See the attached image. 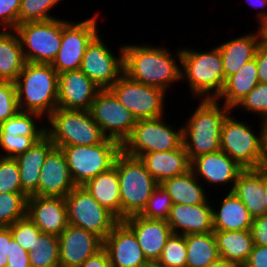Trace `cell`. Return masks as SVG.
<instances>
[{
	"instance_id": "74e56055",
	"label": "cell",
	"mask_w": 267,
	"mask_h": 267,
	"mask_svg": "<svg viewBox=\"0 0 267 267\" xmlns=\"http://www.w3.org/2000/svg\"><path fill=\"white\" fill-rule=\"evenodd\" d=\"M61 2L62 0H21L18 25L24 22L46 21L58 18L51 11L54 7L57 8Z\"/></svg>"
},
{
	"instance_id": "8992f818",
	"label": "cell",
	"mask_w": 267,
	"mask_h": 267,
	"mask_svg": "<svg viewBox=\"0 0 267 267\" xmlns=\"http://www.w3.org/2000/svg\"><path fill=\"white\" fill-rule=\"evenodd\" d=\"M257 128L232 112L222 125L220 149L244 170L264 168L261 121Z\"/></svg>"
},
{
	"instance_id": "d6a6232c",
	"label": "cell",
	"mask_w": 267,
	"mask_h": 267,
	"mask_svg": "<svg viewBox=\"0 0 267 267\" xmlns=\"http://www.w3.org/2000/svg\"><path fill=\"white\" fill-rule=\"evenodd\" d=\"M220 259L237 263L241 266L247 261L253 248L250 230L213 231Z\"/></svg>"
},
{
	"instance_id": "6da1fadb",
	"label": "cell",
	"mask_w": 267,
	"mask_h": 267,
	"mask_svg": "<svg viewBox=\"0 0 267 267\" xmlns=\"http://www.w3.org/2000/svg\"><path fill=\"white\" fill-rule=\"evenodd\" d=\"M124 74L138 83L165 92L181 80V47L170 49L152 44L124 43ZM170 50V51H169ZM174 54V55H173Z\"/></svg>"
},
{
	"instance_id": "f907efd6",
	"label": "cell",
	"mask_w": 267,
	"mask_h": 267,
	"mask_svg": "<svg viewBox=\"0 0 267 267\" xmlns=\"http://www.w3.org/2000/svg\"><path fill=\"white\" fill-rule=\"evenodd\" d=\"M242 267H267V246L254 244L247 261Z\"/></svg>"
},
{
	"instance_id": "4fadbf2b",
	"label": "cell",
	"mask_w": 267,
	"mask_h": 267,
	"mask_svg": "<svg viewBox=\"0 0 267 267\" xmlns=\"http://www.w3.org/2000/svg\"><path fill=\"white\" fill-rule=\"evenodd\" d=\"M98 13L79 22L63 18L61 46L51 63L58 74L80 69L87 45L100 32Z\"/></svg>"
},
{
	"instance_id": "6f0895ef",
	"label": "cell",
	"mask_w": 267,
	"mask_h": 267,
	"mask_svg": "<svg viewBox=\"0 0 267 267\" xmlns=\"http://www.w3.org/2000/svg\"><path fill=\"white\" fill-rule=\"evenodd\" d=\"M265 207L267 212V168H265Z\"/></svg>"
},
{
	"instance_id": "4316f807",
	"label": "cell",
	"mask_w": 267,
	"mask_h": 267,
	"mask_svg": "<svg viewBox=\"0 0 267 267\" xmlns=\"http://www.w3.org/2000/svg\"><path fill=\"white\" fill-rule=\"evenodd\" d=\"M55 147L45 135L24 153L15 157L20 170L22 191L29 197L38 189L41 167L48 153Z\"/></svg>"
},
{
	"instance_id": "7bdbcfd3",
	"label": "cell",
	"mask_w": 267,
	"mask_h": 267,
	"mask_svg": "<svg viewBox=\"0 0 267 267\" xmlns=\"http://www.w3.org/2000/svg\"><path fill=\"white\" fill-rule=\"evenodd\" d=\"M8 228L11 231L12 238L28 252H31V248H34L36 238L42 233L27 216L17 220Z\"/></svg>"
},
{
	"instance_id": "c3c4849f",
	"label": "cell",
	"mask_w": 267,
	"mask_h": 267,
	"mask_svg": "<svg viewBox=\"0 0 267 267\" xmlns=\"http://www.w3.org/2000/svg\"><path fill=\"white\" fill-rule=\"evenodd\" d=\"M250 231L253 244L267 246V214L254 218Z\"/></svg>"
},
{
	"instance_id": "7402d4cb",
	"label": "cell",
	"mask_w": 267,
	"mask_h": 267,
	"mask_svg": "<svg viewBox=\"0 0 267 267\" xmlns=\"http://www.w3.org/2000/svg\"><path fill=\"white\" fill-rule=\"evenodd\" d=\"M134 233L148 262H157L172 234L167 220L147 219L133 215L122 220Z\"/></svg>"
},
{
	"instance_id": "7dc6e473",
	"label": "cell",
	"mask_w": 267,
	"mask_h": 267,
	"mask_svg": "<svg viewBox=\"0 0 267 267\" xmlns=\"http://www.w3.org/2000/svg\"><path fill=\"white\" fill-rule=\"evenodd\" d=\"M7 260V267H31L29 252L22 248L14 239L10 241Z\"/></svg>"
},
{
	"instance_id": "4dcf8cb0",
	"label": "cell",
	"mask_w": 267,
	"mask_h": 267,
	"mask_svg": "<svg viewBox=\"0 0 267 267\" xmlns=\"http://www.w3.org/2000/svg\"><path fill=\"white\" fill-rule=\"evenodd\" d=\"M160 185L166 189L173 204L198 205L211 199L208 195L212 191H206L204 184L191 169L185 174L164 180Z\"/></svg>"
},
{
	"instance_id": "816d5d0a",
	"label": "cell",
	"mask_w": 267,
	"mask_h": 267,
	"mask_svg": "<svg viewBox=\"0 0 267 267\" xmlns=\"http://www.w3.org/2000/svg\"><path fill=\"white\" fill-rule=\"evenodd\" d=\"M246 2L256 10L253 17L258 27L267 30V0H246Z\"/></svg>"
},
{
	"instance_id": "603a6c76",
	"label": "cell",
	"mask_w": 267,
	"mask_h": 267,
	"mask_svg": "<svg viewBox=\"0 0 267 267\" xmlns=\"http://www.w3.org/2000/svg\"><path fill=\"white\" fill-rule=\"evenodd\" d=\"M255 30L216 45L222 56L225 80L255 58L259 44L267 36L266 29L256 27Z\"/></svg>"
},
{
	"instance_id": "44dd1931",
	"label": "cell",
	"mask_w": 267,
	"mask_h": 267,
	"mask_svg": "<svg viewBox=\"0 0 267 267\" xmlns=\"http://www.w3.org/2000/svg\"><path fill=\"white\" fill-rule=\"evenodd\" d=\"M74 187L65 154L54 147L41 167L38 189L33 195L65 198Z\"/></svg>"
},
{
	"instance_id": "9c48e42d",
	"label": "cell",
	"mask_w": 267,
	"mask_h": 267,
	"mask_svg": "<svg viewBox=\"0 0 267 267\" xmlns=\"http://www.w3.org/2000/svg\"><path fill=\"white\" fill-rule=\"evenodd\" d=\"M70 175L76 186H83L88 180L96 177L114 166L121 144L105 138L101 143L89 146H64Z\"/></svg>"
},
{
	"instance_id": "d6986e66",
	"label": "cell",
	"mask_w": 267,
	"mask_h": 267,
	"mask_svg": "<svg viewBox=\"0 0 267 267\" xmlns=\"http://www.w3.org/2000/svg\"><path fill=\"white\" fill-rule=\"evenodd\" d=\"M99 90L80 69L58 74L57 108L90 110Z\"/></svg>"
},
{
	"instance_id": "681fc988",
	"label": "cell",
	"mask_w": 267,
	"mask_h": 267,
	"mask_svg": "<svg viewBox=\"0 0 267 267\" xmlns=\"http://www.w3.org/2000/svg\"><path fill=\"white\" fill-rule=\"evenodd\" d=\"M255 58L258 68V80L260 83H267V36L259 44Z\"/></svg>"
},
{
	"instance_id": "3957f363",
	"label": "cell",
	"mask_w": 267,
	"mask_h": 267,
	"mask_svg": "<svg viewBox=\"0 0 267 267\" xmlns=\"http://www.w3.org/2000/svg\"><path fill=\"white\" fill-rule=\"evenodd\" d=\"M183 125V146L191 161L196 156L220 149L221 129L225 118L233 112L215 99L198 100Z\"/></svg>"
},
{
	"instance_id": "f35d334b",
	"label": "cell",
	"mask_w": 267,
	"mask_h": 267,
	"mask_svg": "<svg viewBox=\"0 0 267 267\" xmlns=\"http://www.w3.org/2000/svg\"><path fill=\"white\" fill-rule=\"evenodd\" d=\"M232 111L250 113V118L251 114L256 115L260 121L267 119V83L259 82Z\"/></svg>"
},
{
	"instance_id": "ac0fdd59",
	"label": "cell",
	"mask_w": 267,
	"mask_h": 267,
	"mask_svg": "<svg viewBox=\"0 0 267 267\" xmlns=\"http://www.w3.org/2000/svg\"><path fill=\"white\" fill-rule=\"evenodd\" d=\"M60 267H80L103 248V240L94 233L68 224L58 236Z\"/></svg>"
},
{
	"instance_id": "ffe728a7",
	"label": "cell",
	"mask_w": 267,
	"mask_h": 267,
	"mask_svg": "<svg viewBox=\"0 0 267 267\" xmlns=\"http://www.w3.org/2000/svg\"><path fill=\"white\" fill-rule=\"evenodd\" d=\"M26 216L42 233L59 236L68 225L66 203L61 197L29 196Z\"/></svg>"
},
{
	"instance_id": "f546056e",
	"label": "cell",
	"mask_w": 267,
	"mask_h": 267,
	"mask_svg": "<svg viewBox=\"0 0 267 267\" xmlns=\"http://www.w3.org/2000/svg\"><path fill=\"white\" fill-rule=\"evenodd\" d=\"M258 83V68L254 58L225 80L222 92L215 100L233 110Z\"/></svg>"
},
{
	"instance_id": "836d02e7",
	"label": "cell",
	"mask_w": 267,
	"mask_h": 267,
	"mask_svg": "<svg viewBox=\"0 0 267 267\" xmlns=\"http://www.w3.org/2000/svg\"><path fill=\"white\" fill-rule=\"evenodd\" d=\"M186 267H208L220 259L214 232L187 234Z\"/></svg>"
},
{
	"instance_id": "db71d44e",
	"label": "cell",
	"mask_w": 267,
	"mask_h": 267,
	"mask_svg": "<svg viewBox=\"0 0 267 267\" xmlns=\"http://www.w3.org/2000/svg\"><path fill=\"white\" fill-rule=\"evenodd\" d=\"M80 267H113L110 263L107 251L102 248L94 255L88 257Z\"/></svg>"
},
{
	"instance_id": "e575fe53",
	"label": "cell",
	"mask_w": 267,
	"mask_h": 267,
	"mask_svg": "<svg viewBox=\"0 0 267 267\" xmlns=\"http://www.w3.org/2000/svg\"><path fill=\"white\" fill-rule=\"evenodd\" d=\"M41 121L46 120L37 113L19 111L0 125V135L45 136L46 122Z\"/></svg>"
},
{
	"instance_id": "30bf717a",
	"label": "cell",
	"mask_w": 267,
	"mask_h": 267,
	"mask_svg": "<svg viewBox=\"0 0 267 267\" xmlns=\"http://www.w3.org/2000/svg\"><path fill=\"white\" fill-rule=\"evenodd\" d=\"M26 62L49 63L55 59L63 34V17L24 22L16 26Z\"/></svg>"
},
{
	"instance_id": "8d00e7d4",
	"label": "cell",
	"mask_w": 267,
	"mask_h": 267,
	"mask_svg": "<svg viewBox=\"0 0 267 267\" xmlns=\"http://www.w3.org/2000/svg\"><path fill=\"white\" fill-rule=\"evenodd\" d=\"M27 198L25 193H0V227L26 217Z\"/></svg>"
},
{
	"instance_id": "1f68e13d",
	"label": "cell",
	"mask_w": 267,
	"mask_h": 267,
	"mask_svg": "<svg viewBox=\"0 0 267 267\" xmlns=\"http://www.w3.org/2000/svg\"><path fill=\"white\" fill-rule=\"evenodd\" d=\"M25 63L16 31L0 29V81L15 82Z\"/></svg>"
},
{
	"instance_id": "60d3db41",
	"label": "cell",
	"mask_w": 267,
	"mask_h": 267,
	"mask_svg": "<svg viewBox=\"0 0 267 267\" xmlns=\"http://www.w3.org/2000/svg\"><path fill=\"white\" fill-rule=\"evenodd\" d=\"M172 205L170 195L159 184L151 194L146 207L140 215L147 219L167 220Z\"/></svg>"
},
{
	"instance_id": "8fae6325",
	"label": "cell",
	"mask_w": 267,
	"mask_h": 267,
	"mask_svg": "<svg viewBox=\"0 0 267 267\" xmlns=\"http://www.w3.org/2000/svg\"><path fill=\"white\" fill-rule=\"evenodd\" d=\"M68 224L94 233L102 240L119 221L83 187H74L64 198Z\"/></svg>"
},
{
	"instance_id": "b9f144b4",
	"label": "cell",
	"mask_w": 267,
	"mask_h": 267,
	"mask_svg": "<svg viewBox=\"0 0 267 267\" xmlns=\"http://www.w3.org/2000/svg\"><path fill=\"white\" fill-rule=\"evenodd\" d=\"M0 193H24L15 158L0 157Z\"/></svg>"
},
{
	"instance_id": "ba28073f",
	"label": "cell",
	"mask_w": 267,
	"mask_h": 267,
	"mask_svg": "<svg viewBox=\"0 0 267 267\" xmlns=\"http://www.w3.org/2000/svg\"><path fill=\"white\" fill-rule=\"evenodd\" d=\"M167 115L137 120L129 137L121 145L122 151L140 158L145 153L172 151L183 146V125L167 122ZM166 119V121H165Z\"/></svg>"
},
{
	"instance_id": "83f0119b",
	"label": "cell",
	"mask_w": 267,
	"mask_h": 267,
	"mask_svg": "<svg viewBox=\"0 0 267 267\" xmlns=\"http://www.w3.org/2000/svg\"><path fill=\"white\" fill-rule=\"evenodd\" d=\"M140 159L159 184L190 170L191 161L188 159L184 146L172 151L145 153Z\"/></svg>"
},
{
	"instance_id": "7a4b0ae2",
	"label": "cell",
	"mask_w": 267,
	"mask_h": 267,
	"mask_svg": "<svg viewBox=\"0 0 267 267\" xmlns=\"http://www.w3.org/2000/svg\"><path fill=\"white\" fill-rule=\"evenodd\" d=\"M181 80L187 83L194 100L216 99L225 83L223 60L217 46L201 51L181 48Z\"/></svg>"
},
{
	"instance_id": "d590c367",
	"label": "cell",
	"mask_w": 267,
	"mask_h": 267,
	"mask_svg": "<svg viewBox=\"0 0 267 267\" xmlns=\"http://www.w3.org/2000/svg\"><path fill=\"white\" fill-rule=\"evenodd\" d=\"M29 260L31 267H60L58 236L41 233L29 252Z\"/></svg>"
},
{
	"instance_id": "52a82bcc",
	"label": "cell",
	"mask_w": 267,
	"mask_h": 267,
	"mask_svg": "<svg viewBox=\"0 0 267 267\" xmlns=\"http://www.w3.org/2000/svg\"><path fill=\"white\" fill-rule=\"evenodd\" d=\"M45 122L46 135L57 148L99 144L106 138L90 110L56 108Z\"/></svg>"
},
{
	"instance_id": "f6af8a7d",
	"label": "cell",
	"mask_w": 267,
	"mask_h": 267,
	"mask_svg": "<svg viewBox=\"0 0 267 267\" xmlns=\"http://www.w3.org/2000/svg\"><path fill=\"white\" fill-rule=\"evenodd\" d=\"M19 112L15 82L0 81V125Z\"/></svg>"
},
{
	"instance_id": "484cf974",
	"label": "cell",
	"mask_w": 267,
	"mask_h": 267,
	"mask_svg": "<svg viewBox=\"0 0 267 267\" xmlns=\"http://www.w3.org/2000/svg\"><path fill=\"white\" fill-rule=\"evenodd\" d=\"M233 193L243 202L253 218L266 215L265 167L245 169L237 177Z\"/></svg>"
},
{
	"instance_id": "d4e9b609",
	"label": "cell",
	"mask_w": 267,
	"mask_h": 267,
	"mask_svg": "<svg viewBox=\"0 0 267 267\" xmlns=\"http://www.w3.org/2000/svg\"><path fill=\"white\" fill-rule=\"evenodd\" d=\"M225 193L219 196L221 199H218L220 201H218L219 205L217 206L213 203L215 198L212 195L213 230H250L254 218L250 215L246 206L233 191H225Z\"/></svg>"
},
{
	"instance_id": "7c38bea8",
	"label": "cell",
	"mask_w": 267,
	"mask_h": 267,
	"mask_svg": "<svg viewBox=\"0 0 267 267\" xmlns=\"http://www.w3.org/2000/svg\"><path fill=\"white\" fill-rule=\"evenodd\" d=\"M109 89L136 120L159 118L167 112L168 92L138 83L124 73Z\"/></svg>"
},
{
	"instance_id": "e0dca14e",
	"label": "cell",
	"mask_w": 267,
	"mask_h": 267,
	"mask_svg": "<svg viewBox=\"0 0 267 267\" xmlns=\"http://www.w3.org/2000/svg\"><path fill=\"white\" fill-rule=\"evenodd\" d=\"M113 267H144L148 261L133 231L119 220L103 240Z\"/></svg>"
},
{
	"instance_id": "ab89813d",
	"label": "cell",
	"mask_w": 267,
	"mask_h": 267,
	"mask_svg": "<svg viewBox=\"0 0 267 267\" xmlns=\"http://www.w3.org/2000/svg\"><path fill=\"white\" fill-rule=\"evenodd\" d=\"M186 259L185 236L172 233L167 239L161 257L157 262L163 267H186Z\"/></svg>"
},
{
	"instance_id": "277c9868",
	"label": "cell",
	"mask_w": 267,
	"mask_h": 267,
	"mask_svg": "<svg viewBox=\"0 0 267 267\" xmlns=\"http://www.w3.org/2000/svg\"><path fill=\"white\" fill-rule=\"evenodd\" d=\"M19 111L45 120L57 108L58 73L49 63L26 62L15 81Z\"/></svg>"
},
{
	"instance_id": "f5cc1de1",
	"label": "cell",
	"mask_w": 267,
	"mask_h": 267,
	"mask_svg": "<svg viewBox=\"0 0 267 267\" xmlns=\"http://www.w3.org/2000/svg\"><path fill=\"white\" fill-rule=\"evenodd\" d=\"M12 234L8 227H0V267H7V255L10 250Z\"/></svg>"
},
{
	"instance_id": "f1b7e54d",
	"label": "cell",
	"mask_w": 267,
	"mask_h": 267,
	"mask_svg": "<svg viewBox=\"0 0 267 267\" xmlns=\"http://www.w3.org/2000/svg\"><path fill=\"white\" fill-rule=\"evenodd\" d=\"M83 187L101 206L105 207L118 220H122L119 178L115 166L88 180Z\"/></svg>"
},
{
	"instance_id": "680465c9",
	"label": "cell",
	"mask_w": 267,
	"mask_h": 267,
	"mask_svg": "<svg viewBox=\"0 0 267 267\" xmlns=\"http://www.w3.org/2000/svg\"><path fill=\"white\" fill-rule=\"evenodd\" d=\"M144 267H163L158 262H148Z\"/></svg>"
},
{
	"instance_id": "cb8c5ba5",
	"label": "cell",
	"mask_w": 267,
	"mask_h": 267,
	"mask_svg": "<svg viewBox=\"0 0 267 267\" xmlns=\"http://www.w3.org/2000/svg\"><path fill=\"white\" fill-rule=\"evenodd\" d=\"M167 223L173 234H203L213 232L212 202L198 205L173 204Z\"/></svg>"
},
{
	"instance_id": "9f6ffc18",
	"label": "cell",
	"mask_w": 267,
	"mask_h": 267,
	"mask_svg": "<svg viewBox=\"0 0 267 267\" xmlns=\"http://www.w3.org/2000/svg\"><path fill=\"white\" fill-rule=\"evenodd\" d=\"M208 267H242L241 265L230 262L228 260L219 259L218 261L212 263Z\"/></svg>"
},
{
	"instance_id": "ee69618b",
	"label": "cell",
	"mask_w": 267,
	"mask_h": 267,
	"mask_svg": "<svg viewBox=\"0 0 267 267\" xmlns=\"http://www.w3.org/2000/svg\"><path fill=\"white\" fill-rule=\"evenodd\" d=\"M42 137L0 135V157L15 158L30 149Z\"/></svg>"
},
{
	"instance_id": "9a60e30c",
	"label": "cell",
	"mask_w": 267,
	"mask_h": 267,
	"mask_svg": "<svg viewBox=\"0 0 267 267\" xmlns=\"http://www.w3.org/2000/svg\"><path fill=\"white\" fill-rule=\"evenodd\" d=\"M90 113L104 136L121 145L131 134L137 120L110 89H100L95 96Z\"/></svg>"
},
{
	"instance_id": "5bb4252c",
	"label": "cell",
	"mask_w": 267,
	"mask_h": 267,
	"mask_svg": "<svg viewBox=\"0 0 267 267\" xmlns=\"http://www.w3.org/2000/svg\"><path fill=\"white\" fill-rule=\"evenodd\" d=\"M102 35L99 32L87 45L80 70L99 89H109L124 73V48L121 43L117 48V56L108 43L103 41L106 39Z\"/></svg>"
},
{
	"instance_id": "2e32d148",
	"label": "cell",
	"mask_w": 267,
	"mask_h": 267,
	"mask_svg": "<svg viewBox=\"0 0 267 267\" xmlns=\"http://www.w3.org/2000/svg\"><path fill=\"white\" fill-rule=\"evenodd\" d=\"M190 169L204 186L207 184L212 189L216 186L219 190L228 186L226 191L233 190L238 175L244 170L222 150L196 156L191 160Z\"/></svg>"
},
{
	"instance_id": "11a10c76",
	"label": "cell",
	"mask_w": 267,
	"mask_h": 267,
	"mask_svg": "<svg viewBox=\"0 0 267 267\" xmlns=\"http://www.w3.org/2000/svg\"><path fill=\"white\" fill-rule=\"evenodd\" d=\"M262 127V144H263V162L267 168V119L261 121Z\"/></svg>"
},
{
	"instance_id": "bcb514c9",
	"label": "cell",
	"mask_w": 267,
	"mask_h": 267,
	"mask_svg": "<svg viewBox=\"0 0 267 267\" xmlns=\"http://www.w3.org/2000/svg\"><path fill=\"white\" fill-rule=\"evenodd\" d=\"M21 0H0L1 30H15L18 25V13Z\"/></svg>"
},
{
	"instance_id": "5b68a950",
	"label": "cell",
	"mask_w": 267,
	"mask_h": 267,
	"mask_svg": "<svg viewBox=\"0 0 267 267\" xmlns=\"http://www.w3.org/2000/svg\"><path fill=\"white\" fill-rule=\"evenodd\" d=\"M119 178L122 220L140 215L159 183L147 171L144 162L121 151L114 163Z\"/></svg>"
}]
</instances>
